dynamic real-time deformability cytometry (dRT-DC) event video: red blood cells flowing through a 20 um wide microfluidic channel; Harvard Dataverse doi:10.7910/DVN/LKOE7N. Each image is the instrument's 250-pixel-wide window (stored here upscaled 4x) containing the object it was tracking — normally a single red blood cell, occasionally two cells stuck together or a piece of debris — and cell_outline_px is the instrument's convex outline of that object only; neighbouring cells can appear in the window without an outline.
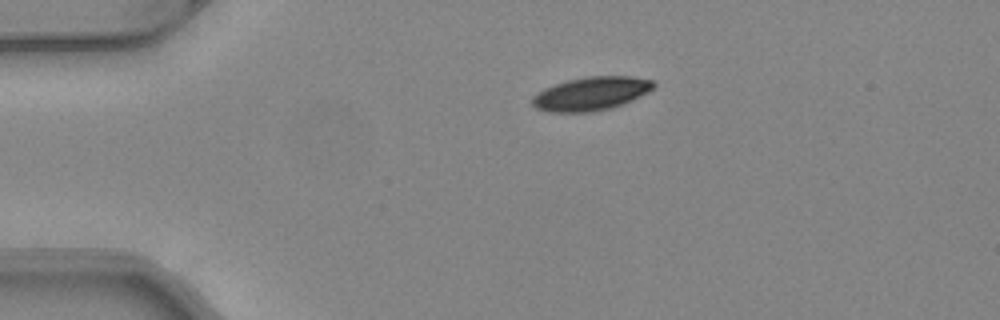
{"species": "common noctule bat (a hibernating species)", "species_latin": "Nyctalus noctula", "temperature_condition": "warm", "stored_images_in_passage": 35, "camera_frame_rate_fps": 3000, "um_per_image_px": 0.085, "animal": {"sex": "female", "body_mass_g": 24.6, "forearm_length_mm": 56.2}, "frame": {"image": 1, "passage_image": 1, "time_ms": 0.0, "image_size_px": [1000, 320], "cell_outline_px": [[656, 84], [648, 92], [640, 96], [612, 108], [592, 112], [548, 112], [536, 108], [532, 104], [532, 96], [544, 88], [568, 80], [588, 76], [632, 76], [652, 80]], "centroid_in_image_um": [50.23, 7.96], "position_along_channel_um": 34.8, "area_um2": 23.64}}
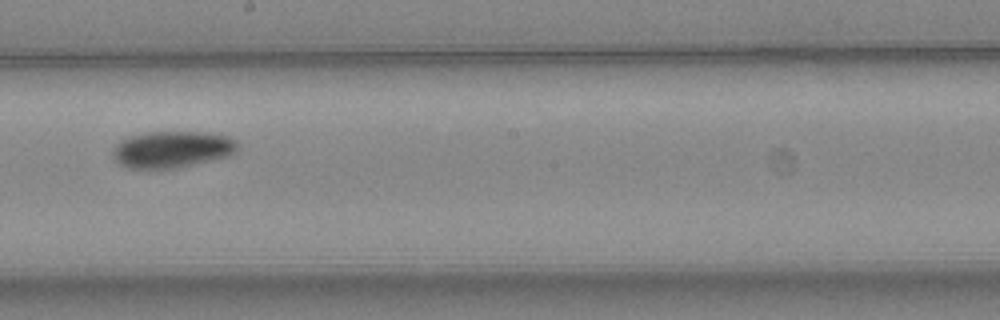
{"frame": {"image": 2, "passage_image": 19, "time_ms": 6.0, "image_size_px": [1000, 320], "cell_outline_px": [[240, 148], [236, 152], [228, 156], [180, 168], [124, 168], [112, 156], [112, 152], [116, 144], [120, 140], [128, 136], [148, 132], [204, 132], [228, 136], [236, 140]], "centroid_in_image_um": [14.64, 12.7], "position_along_channel_um": 233.6, "area_um2": 26.93}}
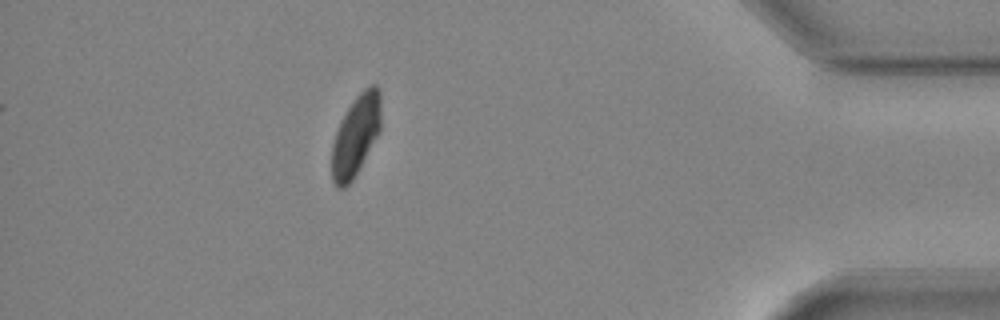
{"frame": {"image": 3, "passage_image": 35, "time_ms": 11.333, "image_size_px": [1000, 320], "cell_outline_px": [[380, 132], [352, 180], [344, 188], [336, 188], [332, 180], [332, 144], [340, 120], [356, 96], [368, 84], [376, 84], [380, 92]], "centroid_in_image_um": [30.24, 11.5], "position_along_channel_um": 405.0, "area_um2": 23.06}, "authors_computed_cell_mechanics": {"area_um2": 25.4898, "velocity_mm_per_s": 4.087, "shape_relaxation_time_tau1_ms": 3.001, "shape_relaxation_time_tau2_ms": null, "deformation_change_tau1": 0.1052, "deformation_change_tau2": null}}